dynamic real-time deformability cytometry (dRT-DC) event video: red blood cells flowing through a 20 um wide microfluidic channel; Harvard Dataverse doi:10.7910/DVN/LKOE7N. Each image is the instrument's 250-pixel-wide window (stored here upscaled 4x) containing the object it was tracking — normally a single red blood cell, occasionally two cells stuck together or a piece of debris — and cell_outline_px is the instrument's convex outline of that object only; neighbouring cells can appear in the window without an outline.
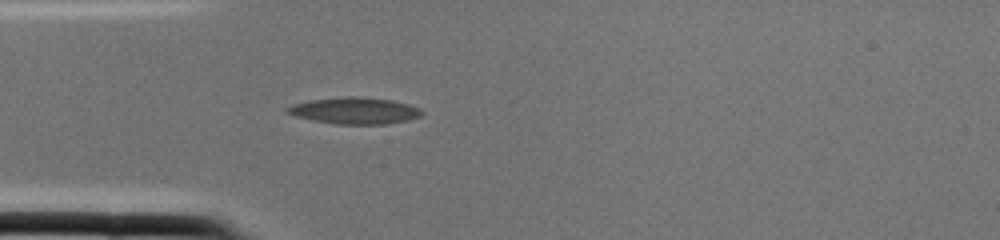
{"species": "common noctule bat (a hibernating species)", "species_latin": "Nyctalus noctula", "temperature_condition": "cold", "stored_images_in_passage": 2, "camera_frame_rate_fps": 3000, "um_per_image_px": 0.085, "animal": {"sex": "female", "body_mass_g": 22.0, "forearm_length_mm": 56.7}, "frame": {"image": 1, "passage_image": 2, "time_ms": 0.333, "image_size_px": [1000, 240], "cell_outline_px": [[424, 112], [420, 116], [408, 120], [388, 124], [336, 124], [312, 120], [296, 116], [284, 112], [284, 108], [292, 104], [312, 100], [348, 96], [356, 96], [392, 100], [408, 104], [420, 108]], "centroid_in_image_um": [30.14, 9.41], "position_along_channel_um": 54.9, "area_um2": 20.87}}